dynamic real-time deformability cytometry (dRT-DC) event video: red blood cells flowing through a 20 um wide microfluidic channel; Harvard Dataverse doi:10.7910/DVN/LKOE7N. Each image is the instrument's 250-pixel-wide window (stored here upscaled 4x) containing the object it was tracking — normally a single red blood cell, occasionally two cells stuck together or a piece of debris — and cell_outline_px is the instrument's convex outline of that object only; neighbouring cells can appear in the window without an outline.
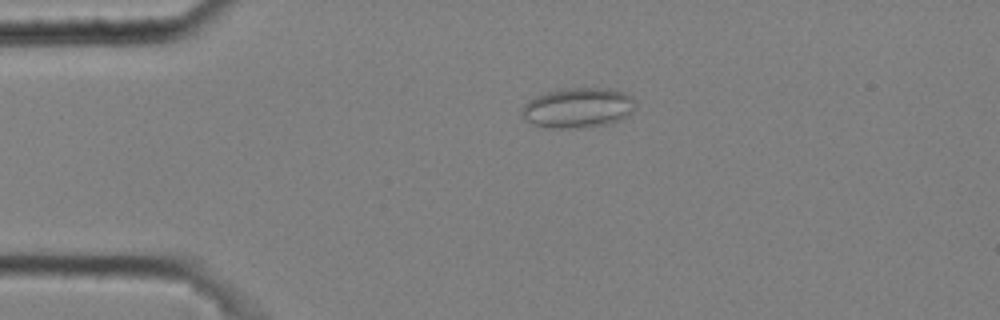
{"species": "common noctule bat (a hibernating species)", "species_latin": "Nyctalus noctula", "temperature_condition": "cold", "stored_images_in_passage": 54, "segment_of_instrument_passage": [1, 2], "camera_frame_rate_fps": 3000, "um_per_image_px": 0.085, "animal": {"sex": "male", "body_mass_g": 20.4}, "frame": {"image": 1, "passage_image": 1, "time_ms": 0.0, "image_size_px": [1000, 320], "cell_outline_px": [[636, 108], [628, 116], [612, 124], [584, 128], [548, 128], [532, 124], [524, 120], [520, 112], [520, 108], [528, 100], [544, 92], [568, 88], [608, 88], [624, 92], [632, 96], [636, 100]], "centroid_in_image_um": [49.14, 9.18], "position_along_channel_um": 35.9, "area_um2": 27.28}}